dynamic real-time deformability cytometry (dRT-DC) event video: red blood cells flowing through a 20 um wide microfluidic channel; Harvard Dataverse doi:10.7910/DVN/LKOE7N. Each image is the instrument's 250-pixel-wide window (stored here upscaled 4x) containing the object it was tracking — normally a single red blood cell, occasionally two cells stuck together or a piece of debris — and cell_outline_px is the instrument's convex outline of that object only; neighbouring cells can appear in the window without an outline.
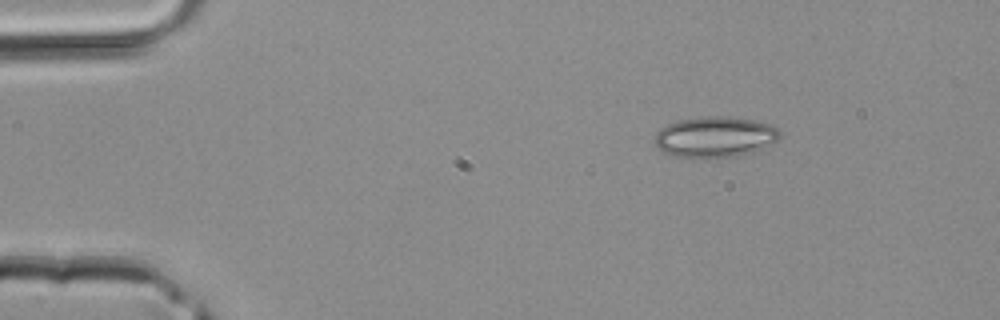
{"species": "common noctule bat (a hibernating species)", "species_latin": "Nyctalus noctula", "temperature_condition": "room temperature", "stored_images_in_passage": 34, "camera_frame_rate_fps": 3000, "um_per_image_px": 0.085, "animal": {"sex": "male", "body_mass_g": 20.4}, "frame": {"image": 1, "passage_image": 1, "time_ms": 0.0, "image_size_px": [1000, 320], "cell_outline_px": [[780, 136], [776, 140], [752, 152], [740, 156], [716, 160], [692, 160], [676, 156], [664, 152], [656, 148], [652, 140], [656, 132], [660, 128], [668, 124], [680, 120], [704, 116], [728, 116], [752, 120], [772, 124], [780, 132]], "centroid_in_image_um": [60.7, 11.69], "position_along_channel_um": 24.3, "area_um2": 30.63}}
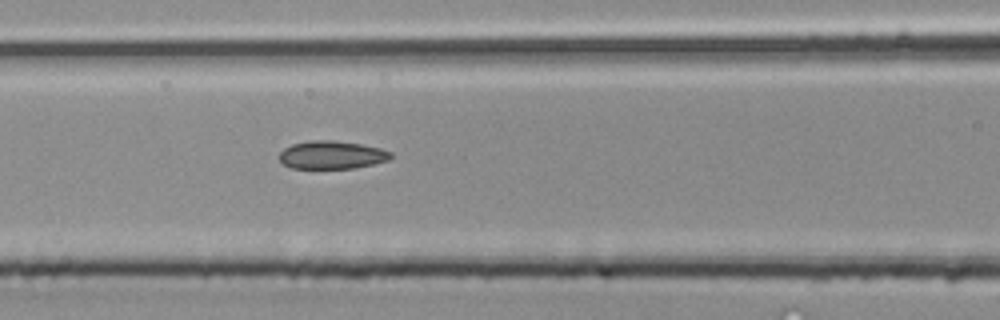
{"frame": {"image": 2, "passage_image": 13, "time_ms": 4.0, "image_size_px": [1000, 320], "cell_outline_px": [[392, 156], [388, 160], [376, 164], [356, 168], [292, 168], [284, 164], [280, 160], [280, 152], [284, 148], [292, 144], [308, 140], [332, 140], [360, 144], [380, 148], [392, 152]], "centroid_in_image_um": [28.22, 13.17], "position_along_channel_um": 138.4, "area_um2": 18.26}}
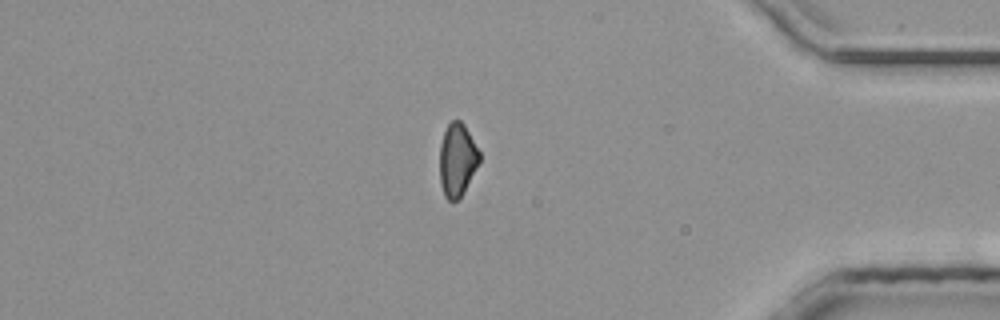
{"frame": {"image": 3, "passage_image": 31, "time_ms": 10.0, "image_size_px": [1000, 320], "cell_outline_px": [[480, 160], [464, 192], [456, 200], [448, 200], [444, 196], [440, 184], [440, 144], [444, 132], [448, 124], [452, 120], [460, 120], [464, 124], [480, 152]], "centroid_in_image_um": [38.86, 13.58], "position_along_channel_um": 396.3, "area_um2": 16.82}}